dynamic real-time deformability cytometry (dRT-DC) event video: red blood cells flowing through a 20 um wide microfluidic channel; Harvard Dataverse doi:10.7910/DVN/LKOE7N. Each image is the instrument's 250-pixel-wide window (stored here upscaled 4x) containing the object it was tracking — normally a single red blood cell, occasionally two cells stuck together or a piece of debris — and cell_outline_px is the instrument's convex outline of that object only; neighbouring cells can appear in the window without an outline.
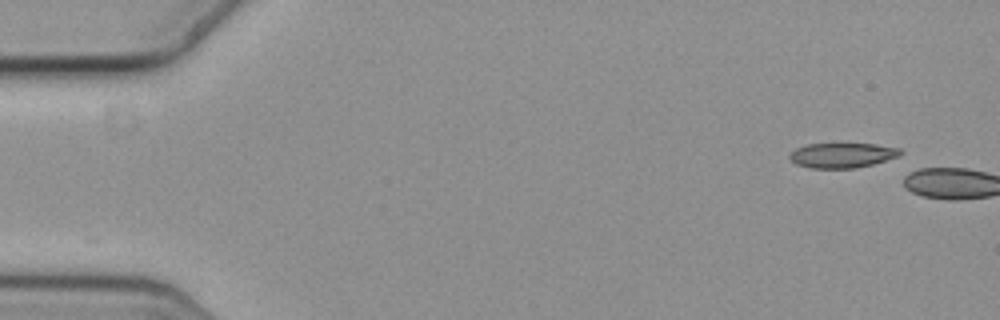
{"species": "common noctule bat (a hibernating species)", "species_latin": "Nyctalus noctula", "temperature_condition": "cold", "stored_images_in_passage": 10, "camera_frame_rate_fps": 3000, "um_per_image_px": 0.085, "animal": {"sex": "female", "body_mass_g": 19.3, "forearm_length_mm": 54.1}, "frame": {"image": 1, "passage_image": 1, "time_ms": 0.0, "image_size_px": [1000, 320], "cell_outline_px": [[904, 152], [900, 156], [872, 164], [856, 168], [812, 168], [796, 164], [788, 156], [796, 148], [808, 144], [876, 144], [900, 148]], "centroid_in_image_um": [71.63, 13.19], "position_along_channel_um": 13.4, "area_um2": 16.01}}